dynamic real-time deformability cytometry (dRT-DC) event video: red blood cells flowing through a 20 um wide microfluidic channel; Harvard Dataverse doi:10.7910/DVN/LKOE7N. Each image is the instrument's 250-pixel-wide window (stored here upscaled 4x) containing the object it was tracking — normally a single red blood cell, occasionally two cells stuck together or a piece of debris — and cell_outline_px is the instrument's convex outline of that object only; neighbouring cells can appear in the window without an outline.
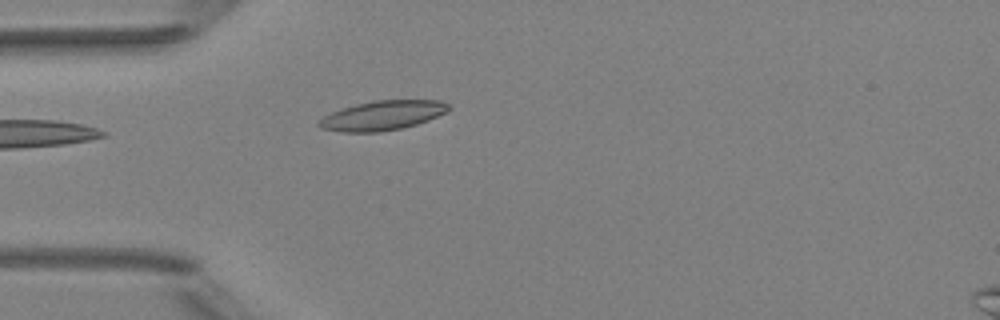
{"species": "Egyptian fruit bat (a non-hibernating species)", "species_latin": "Rousettus aegyptiacus", "temperature_condition": "room temperature", "stored_images_in_passage": 2, "camera_frame_rate_fps": 3000, "um_per_image_px": 0.085, "animal": {"sex": "female"}, "frame": {"image": 1, "passage_image": 2, "time_ms": 1.333, "image_size_px": [1000, 320], "cell_outline_px": [[452, 108], [448, 112], [428, 120], [416, 124], [400, 128], [380, 132], [344, 132], [320, 128], [316, 124], [324, 116], [332, 112], [356, 104], [372, 100], [440, 100], [448, 104]], "centroid_in_image_um": [32.54, 9.81], "position_along_channel_um": 52.5, "area_um2": 22.25}}